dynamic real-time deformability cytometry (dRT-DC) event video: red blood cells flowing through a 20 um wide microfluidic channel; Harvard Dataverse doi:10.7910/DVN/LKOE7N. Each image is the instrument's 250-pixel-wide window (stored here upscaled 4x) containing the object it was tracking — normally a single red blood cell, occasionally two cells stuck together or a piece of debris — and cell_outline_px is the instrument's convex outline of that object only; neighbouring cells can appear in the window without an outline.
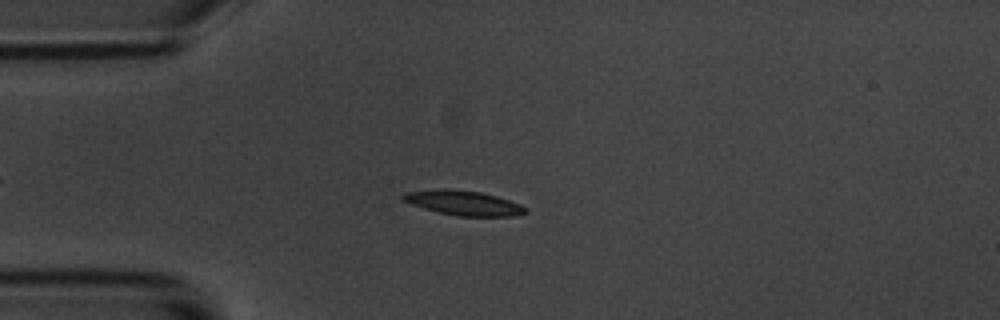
{"species": "common noctule bat (a hibernating species)", "species_latin": "Nyctalus noctula", "temperature_condition": "room temperature", "stored_images_in_passage": 7, "camera_frame_rate_fps": 3000, "um_per_image_px": 0.085, "animal": {"sex": "male", "body_mass_g": 20.1, "forearm_length_mm": 53.5}, "frame": {"image": 1, "passage_image": 4, "time_ms": 4.333, "image_size_px": [1000, 320], "cell_outline_px": [[528, 212], [516, 216], [456, 216], [424, 208], [412, 204], [404, 200], [400, 196], [404, 192], [480, 192], [496, 196], [520, 204], [528, 208]], "centroid_in_image_um": [39.54, 17.32], "position_along_channel_um": 45.5, "area_um2": 16.42}}
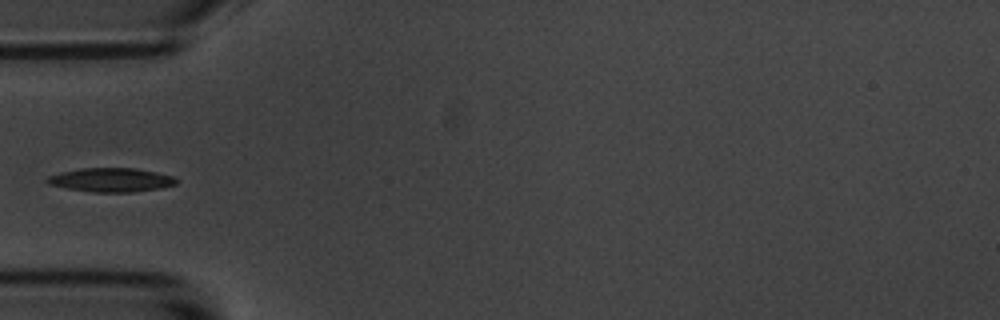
{"frame": {"image": 2, "passage_image": 5, "time_ms": 5.667, "image_size_px": [1000, 320], "cell_outline_px": [[176, 184], [160, 188], [132, 192], [92, 192], [68, 188], [48, 184], [44, 180], [48, 176], [60, 172], [80, 168], [136, 168], [156, 172], [172, 176], [176, 180]], "centroid_in_image_um": [9.41, 15.29], "position_along_channel_um": 75.6, "area_um2": 17.92}}
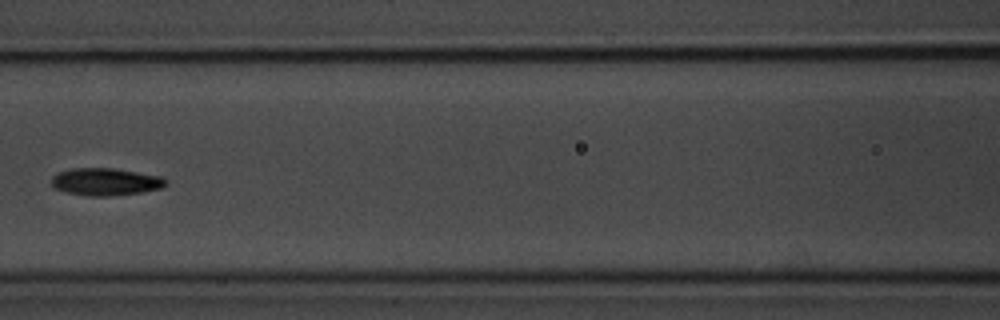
{"frame": {"image": 3, "passage_image": 7, "time_ms": 8.0, "image_size_px": [1000, 320], "cell_outline_px": [[168, 184], [160, 188], [140, 192], [108, 196], [88, 196], [68, 192], [56, 188], [52, 184], [52, 176], [60, 172], [72, 168], [112, 168], [160, 176], [168, 180]], "centroid_in_image_um": [8.99, 15.44], "position_along_channel_um": 157.6, "area_um2": 17.98}}